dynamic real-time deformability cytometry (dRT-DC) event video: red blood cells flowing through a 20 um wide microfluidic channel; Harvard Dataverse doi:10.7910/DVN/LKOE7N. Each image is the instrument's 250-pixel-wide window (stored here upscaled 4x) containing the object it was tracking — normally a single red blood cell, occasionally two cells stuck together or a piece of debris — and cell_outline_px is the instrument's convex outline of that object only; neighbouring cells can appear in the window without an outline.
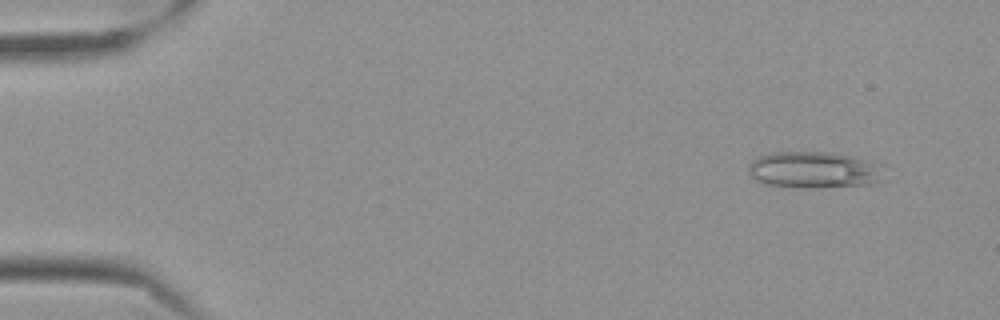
{"species": "Egyptian fruit bat (a non-hibernating species)", "species_latin": "Rousettus aegyptiacus", "temperature_condition": "cold", "stored_images_in_passage": 57, "camera_frame_rate_fps": 3000, "um_per_image_px": 0.085, "frame": {"image": 1, "passage_image": 5, "time_ms": 1.333, "image_size_px": [1000, 320], "cell_outline_px": [[880, 180], [868, 184], [820, 188], [804, 188], [768, 184], [756, 180], [748, 172], [748, 164], [752, 160], [760, 156], [772, 152], [828, 152], [848, 156], [864, 160], [876, 164]], "centroid_in_image_um": [69.05, 14.45], "position_along_channel_um": 15.9, "area_um2": 28.15}}
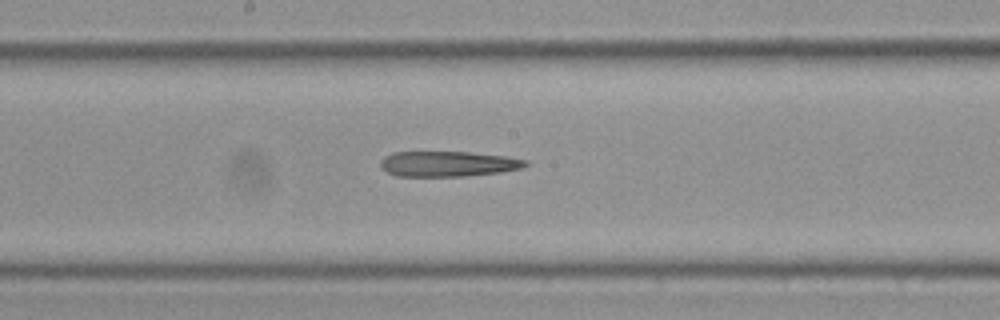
{"frame": {"image": 2, "passage_image": 31, "time_ms": 10.0, "image_size_px": [1000, 320], "cell_outline_px": [[528, 164], [524, 168], [500, 172], [464, 176], [400, 176], [388, 172], [380, 164], [380, 160], [384, 156], [392, 152], [468, 152], [508, 156], [528, 160]], "centroid_in_image_um": [38.13, 13.92], "position_along_channel_um": 210.1, "area_um2": 21.44}}
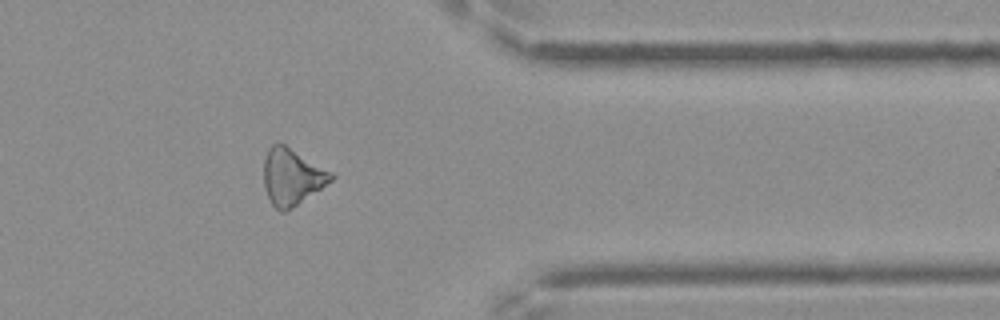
{"frame": {"image": 3, "passage_image": 47, "time_ms": 15.333, "image_size_px": [1000, 320], "cell_outline_px": [[336, 176], [332, 180], [292, 208], [284, 212], [280, 212], [272, 204], [264, 188], [264, 160], [268, 148], [272, 144], [284, 144], [332, 172]], "centroid_in_image_um": [24.8, 15.03], "position_along_channel_um": 386.6, "area_um2": 21.85}}